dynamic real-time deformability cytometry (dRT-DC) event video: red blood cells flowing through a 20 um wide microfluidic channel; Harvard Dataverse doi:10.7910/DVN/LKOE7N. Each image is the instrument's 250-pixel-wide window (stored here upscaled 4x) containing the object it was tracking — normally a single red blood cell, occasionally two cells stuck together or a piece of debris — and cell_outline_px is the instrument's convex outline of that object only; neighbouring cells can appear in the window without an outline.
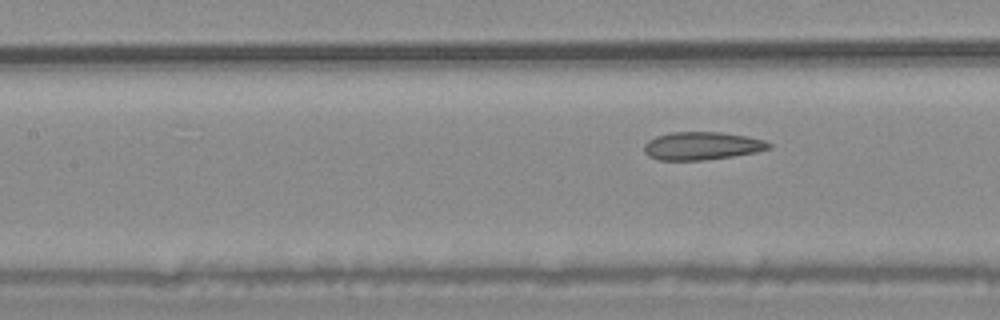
{"species": "common noctule bat (a hibernating species)", "species_latin": "Nyctalus noctula", "temperature_condition": "warm", "stored_images_in_passage": 8, "segment_of_instrument_passage": [2, 2], "camera_frame_rate_fps": 3000, "um_per_image_px": 0.085, "animal": {"sex": "male", "body_mass_g": 20.4}, "frame": {"image": 1, "passage_image": 8, "time_ms": 2.333, "image_size_px": [1000, 320], "cell_outline_px": [[772, 148], [756, 152], [732, 156], [704, 160], [660, 160], [648, 156], [644, 152], [644, 144], [648, 140], [656, 136], [672, 132], [720, 132], [744, 136], [764, 140], [772, 144]], "centroid_in_image_um": [59.65, 12.4], "position_along_channel_um": 147.8, "area_um2": 20.29}}